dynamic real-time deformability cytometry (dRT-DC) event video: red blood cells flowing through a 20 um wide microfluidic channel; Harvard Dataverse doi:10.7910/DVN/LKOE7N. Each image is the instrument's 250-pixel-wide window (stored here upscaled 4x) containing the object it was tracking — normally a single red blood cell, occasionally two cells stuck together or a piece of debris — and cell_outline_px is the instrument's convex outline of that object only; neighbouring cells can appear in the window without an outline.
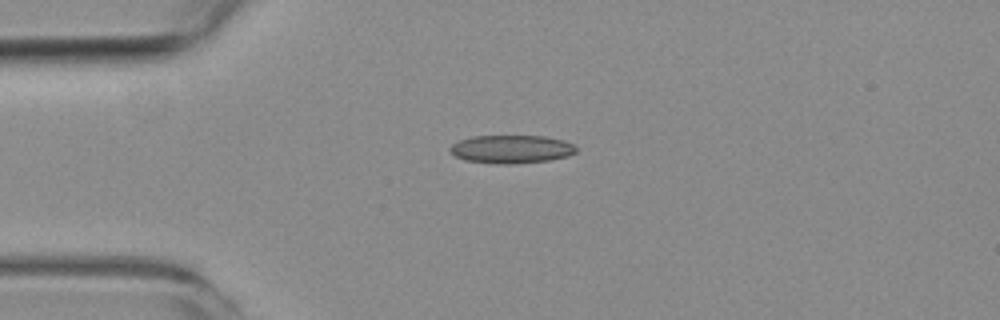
{"species": "common noctule bat (a hibernating species)", "species_latin": "Nyctalus noctula", "temperature_condition": "room temperature", "stored_images_in_passage": 7, "camera_frame_rate_fps": 3000, "um_per_image_px": 0.085, "animal": {"sex": "female", "body_mass_g": 19.3, "forearm_length_mm": 54.1}, "frame": {"image": 1, "passage_image": 3, "time_ms": 2.0, "image_size_px": [1000, 320], "cell_outline_px": [[576, 152], [568, 156], [548, 160], [512, 164], [496, 164], [464, 160], [448, 152], [448, 148], [452, 144], [460, 140], [472, 136], [544, 136], [564, 140], [572, 144], [576, 148]], "centroid_in_image_um": [43.43, 12.68], "position_along_channel_um": 41.6, "area_um2": 20.81}}
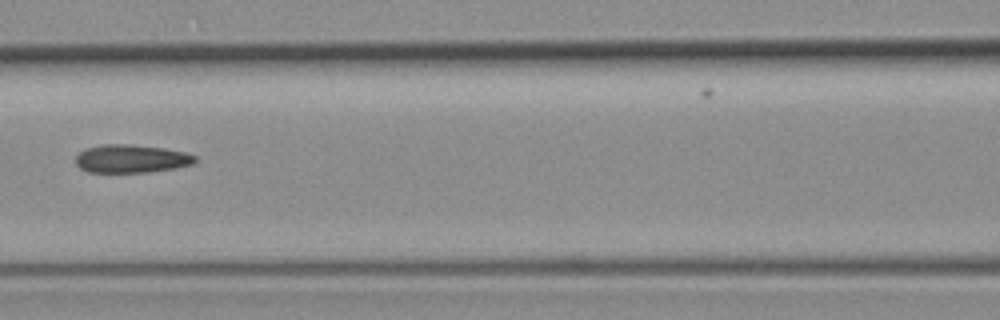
{"frame": {"image": 2, "passage_image": 6, "time_ms": 5.667, "image_size_px": [1000, 320], "cell_outline_px": [[196, 160], [192, 164], [176, 168], [148, 172], [88, 172], [80, 168], [76, 164], [76, 156], [80, 152], [88, 148], [104, 144], [128, 144], [164, 148], [184, 152], [196, 156]], "centroid_in_image_um": [11.16, 13.49], "position_along_channel_um": 155.4, "area_um2": 19.48}}
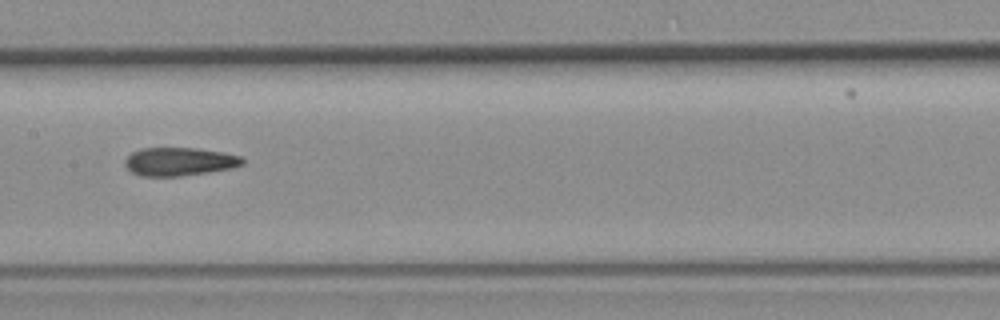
{"frame": {"image": 3, "passage_image": 7, "time_ms": 6.667, "image_size_px": [1000, 320], "cell_outline_px": [[244, 164], [232, 168], [208, 172], [180, 176], [140, 176], [132, 172], [124, 164], [124, 160], [132, 152], [140, 148], [196, 148], [220, 152], [240, 156], [244, 160]], "centroid_in_image_um": [15.22, 13.74], "position_along_channel_um": 192.2, "area_um2": 19.31}}